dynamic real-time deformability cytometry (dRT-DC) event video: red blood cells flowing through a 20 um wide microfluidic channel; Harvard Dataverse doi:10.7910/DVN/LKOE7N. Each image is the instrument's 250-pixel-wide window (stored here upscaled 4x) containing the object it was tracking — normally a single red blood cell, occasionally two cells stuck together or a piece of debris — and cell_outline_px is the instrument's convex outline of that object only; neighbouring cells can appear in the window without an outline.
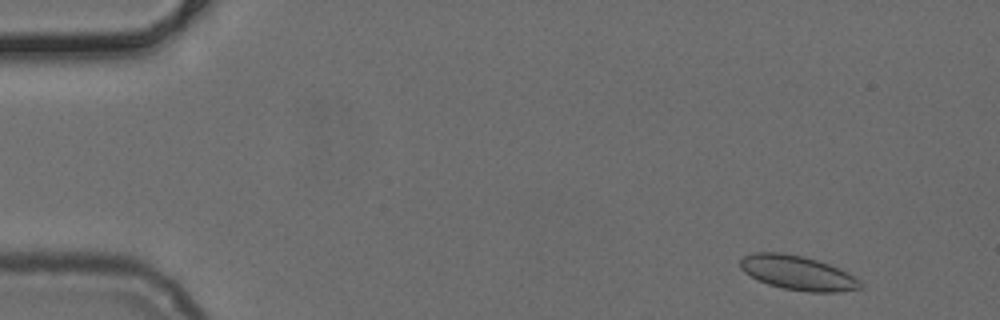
{"species": "common noctule bat (a hibernating species)", "species_latin": "Nyctalus noctula", "temperature_condition": "cold", "stored_images_in_passage": 51, "camera_frame_rate_fps": 3000, "um_per_image_px": 0.085, "animal": {"sex": "female", "body_mass_g": 24.6, "forearm_length_mm": 56.2}, "frame": {"image": 1, "passage_image": 4, "time_ms": 1.0, "image_size_px": [1000, 320], "cell_outline_px": [[860, 288], [836, 292], [808, 292], [784, 288], [768, 284], [744, 272], [740, 268], [740, 260], [744, 256], [752, 252], [784, 252], [804, 256], [840, 268], [852, 276], [860, 284]], "centroid_in_image_um": [67.75, 23.17], "position_along_channel_um": 17.3, "area_um2": 23.7}}
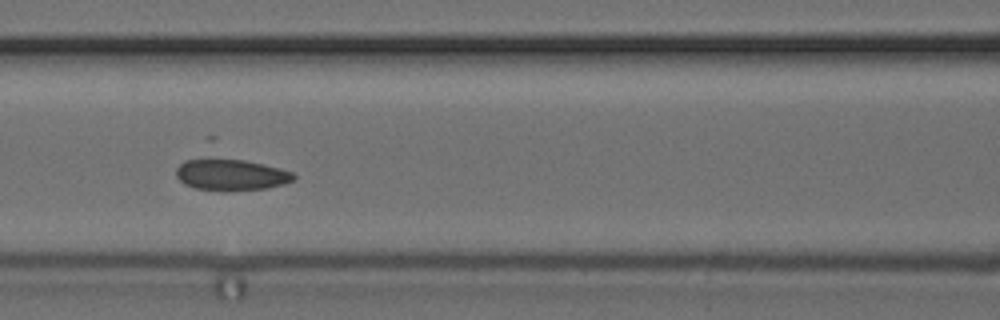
{"frame": {"image": 2, "passage_image": 22, "time_ms": 7.0, "image_size_px": [1000, 320], "cell_outline_px": [[296, 176], [292, 180], [284, 184], [268, 188], [228, 192], [224, 192], [196, 188], [184, 184], [176, 176], [176, 168], [184, 160], [208, 156], [212, 156], [244, 160], [264, 164], [280, 168], [292, 172]], "centroid_in_image_um": [19.59, 14.83], "position_along_channel_um": 147.0, "area_um2": 22.31}}
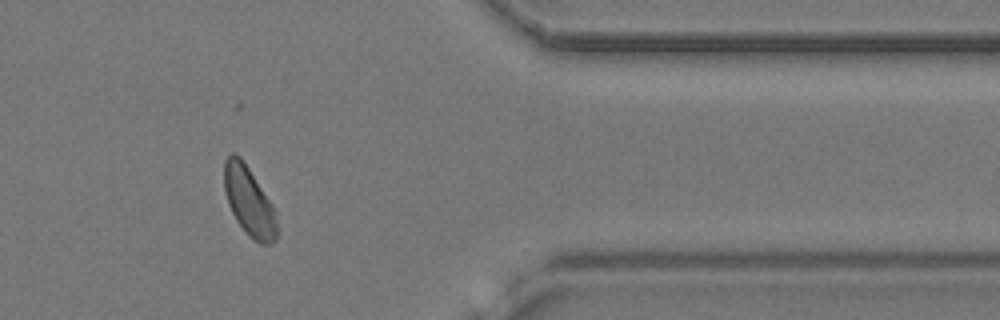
{"frame": {"image": 3, "passage_image": 42, "time_ms": 13.667, "image_size_px": [1000, 320], "cell_outline_px": [[276, 240], [272, 244], [260, 244], [252, 240], [248, 236], [236, 220], [228, 204], [224, 188], [224, 160], [232, 152], [236, 152], [240, 156], [272, 204], [276, 212]], "centroid_in_image_um": [21.16, 17.13], "position_along_channel_um": 390.2, "area_um2": 21.21}}